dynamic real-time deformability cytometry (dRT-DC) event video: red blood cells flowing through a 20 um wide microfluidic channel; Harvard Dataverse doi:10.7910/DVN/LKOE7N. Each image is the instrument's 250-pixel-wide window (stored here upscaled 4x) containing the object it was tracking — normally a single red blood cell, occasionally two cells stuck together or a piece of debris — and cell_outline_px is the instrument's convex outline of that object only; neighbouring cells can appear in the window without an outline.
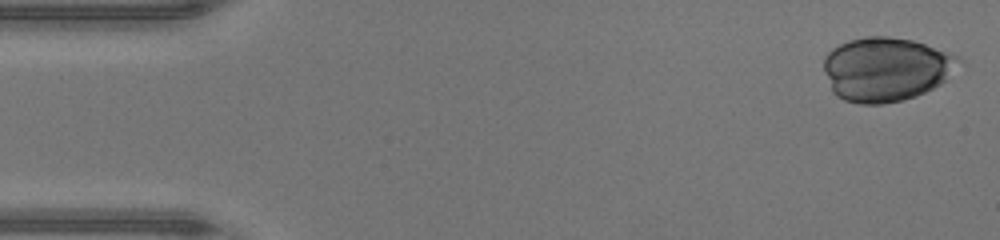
{"species": "human", "species_latin": "Homo sapiens", "temperature_condition": "warm", "stored_images_in_passage": 46, "camera_frame_rate_fps": 3000, "um_per_image_px": 0.085, "donor": {"sex": "male"}, "frame": {"image": 1, "passage_image": 1, "time_ms": 0.0, "image_size_px": [1000, 240], "cell_outline_px": [[960, 60], [944, 80], [940, 84], [916, 96], [904, 100], [884, 104], [860, 104], [844, 100], [836, 96], [832, 92], [824, 72], [824, 56], [832, 48], [848, 40], [868, 36], [888, 36], [912, 40], [924, 44], [956, 56]], "centroid_in_image_um": [75.23, 5.89], "position_along_channel_um": 9.8, "area_um2": 50.0}}
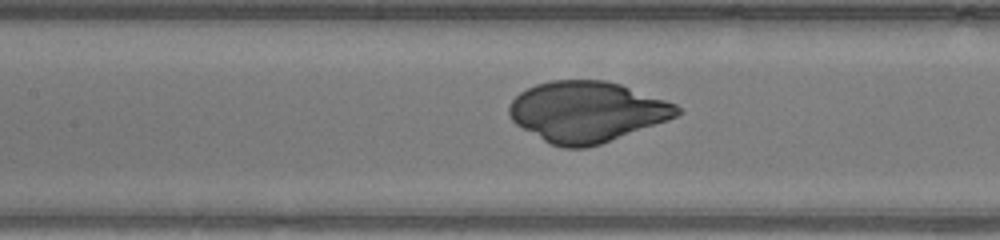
{"frame": {"image": 2, "passage_image": 20, "time_ms": 6.333, "image_size_px": [1000, 240], "cell_outline_px": [[680, 112], [676, 116], [668, 120], [600, 144], [584, 148], [564, 148], [552, 144], [544, 140], [516, 124], [512, 120], [508, 112], [508, 108], [512, 100], [520, 92], [536, 84], [552, 80], [604, 80], [620, 84], [676, 104], [680, 108]], "centroid_in_image_um": [49.87, 9.49], "position_along_channel_um": 157.5, "area_um2": 58.84}}
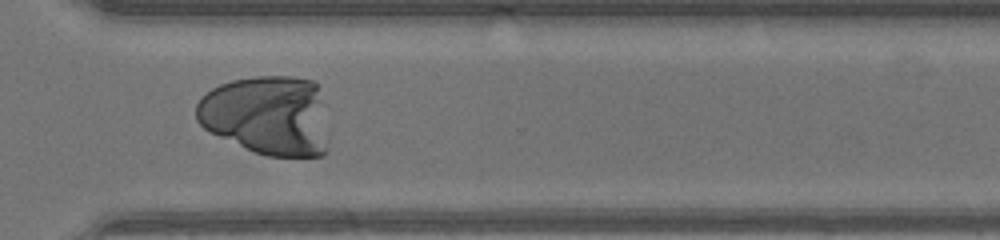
{"frame": {"image": 3, "passage_image": 33, "time_ms": 10.667, "image_size_px": [1000, 240], "cell_outline_px": [[328, 148], [324, 156], [268, 156], [256, 152], [208, 132], [196, 120], [196, 104], [200, 96], [212, 88], [220, 84], [232, 80], [252, 76], [292, 76], [316, 80], [320, 84], [328, 140]], "centroid_in_image_um": [22.74, 9.78], "position_along_channel_um": 347.9, "area_um2": 62.48}}